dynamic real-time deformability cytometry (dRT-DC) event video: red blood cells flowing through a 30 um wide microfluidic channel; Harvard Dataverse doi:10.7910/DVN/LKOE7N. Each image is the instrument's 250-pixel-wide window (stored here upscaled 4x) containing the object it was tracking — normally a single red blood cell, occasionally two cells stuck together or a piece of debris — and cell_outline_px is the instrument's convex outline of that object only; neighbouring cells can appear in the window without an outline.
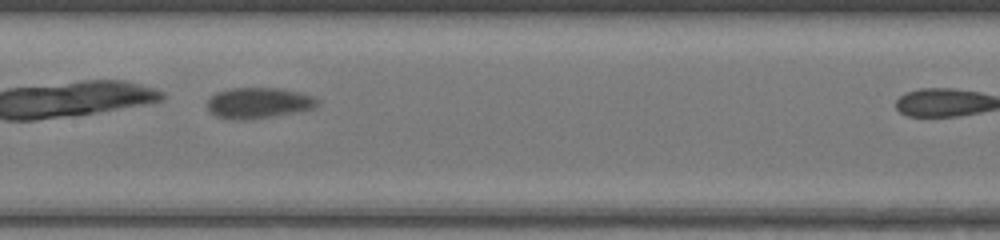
{"species": "common noctule bat (a hibernating species)", "species_latin": "Nyctalus noctula", "temperature_condition": "warm", "stored_images_in_passage": 19, "camera_frame_rate_fps": 3000, "um_per_image_px": 0.085, "animal": {"sex": "female", "body_mass_g": 17.0, "forearm_length_mm": 48.0}, "frame": {"image": 1, "passage_image": 16, "time_ms": 5.0, "image_size_px": [1000, 240], "cell_outline_px": [[320, 100], [312, 108], [292, 112], [248, 120], [216, 116], [208, 108], [208, 100], [216, 92], [232, 88], [280, 88], [312, 96]], "centroid_in_image_um": [21.95, 8.73], "position_along_channel_um": 185.4, "area_um2": 19.13}}